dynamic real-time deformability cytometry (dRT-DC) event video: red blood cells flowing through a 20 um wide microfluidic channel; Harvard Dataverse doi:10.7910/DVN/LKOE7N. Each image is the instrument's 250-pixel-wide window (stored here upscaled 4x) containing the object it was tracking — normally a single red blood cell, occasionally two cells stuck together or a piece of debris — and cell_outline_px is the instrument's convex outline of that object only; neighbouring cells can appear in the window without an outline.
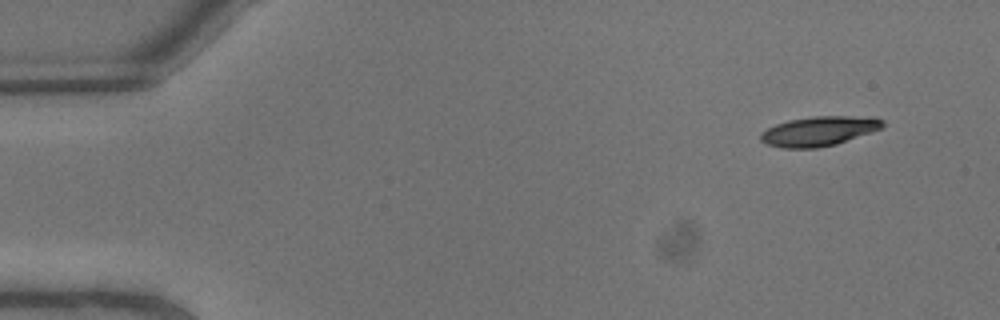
{"species": "common noctule bat (a hibernating species)", "species_latin": "Nyctalus noctula", "temperature_condition": "warm", "stored_images_in_passage": 7, "camera_frame_rate_fps": 3000, "um_per_image_px": 0.085, "animal": {"sex": "male", "body_mass_g": 13.3}, "frame": {"image": 1, "passage_image": 1, "time_ms": 0.0, "image_size_px": [1000, 320], "cell_outline_px": [[884, 124], [880, 128], [872, 132], [836, 144], [816, 148], [784, 148], [768, 144], [760, 140], [760, 132], [776, 124], [788, 120], [812, 116], [876, 116], [884, 120]], "centroid_in_image_um": [69.64, 11.13], "position_along_channel_um": 15.4, "area_um2": 21.15}}
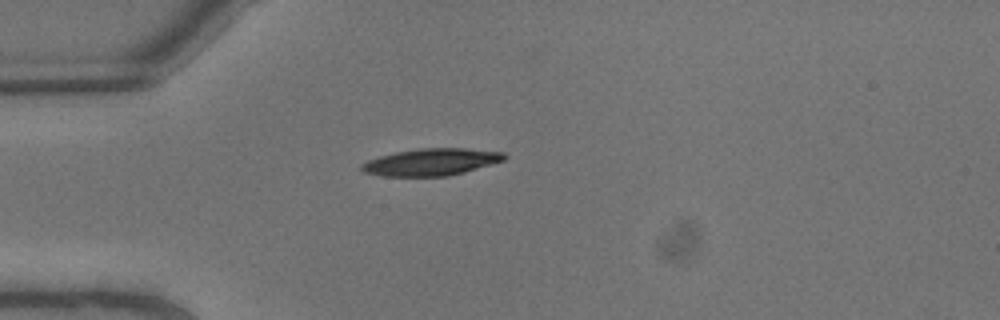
{"frame": {"image": 2, "passage_image": 5, "time_ms": 1.333, "image_size_px": [1000, 320], "cell_outline_px": [[508, 156], [504, 160], [464, 172], [448, 176], [384, 176], [364, 172], [360, 168], [360, 164], [368, 160], [380, 156], [396, 152], [420, 148], [464, 148], [504, 152]], "centroid_in_image_um": [36.66, 13.77], "position_along_channel_um": 48.3, "area_um2": 22.37}}
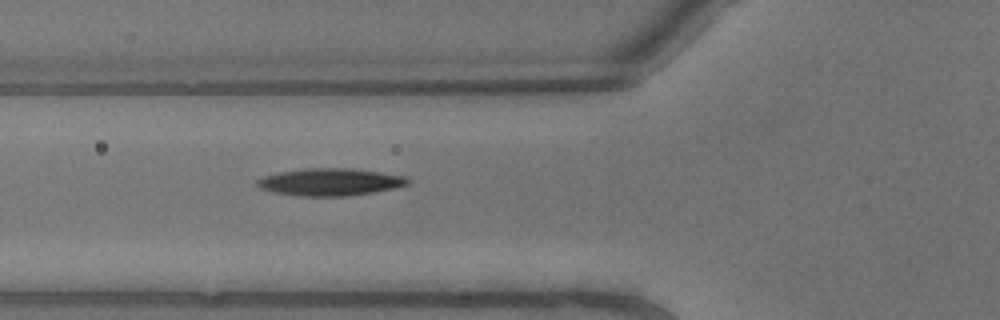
{"frame": {"image": 3, "passage_image": 7, "time_ms": 2.0, "image_size_px": [1000, 320], "cell_outline_px": [[408, 184], [392, 188], [372, 192], [348, 196], [296, 196], [272, 192], [260, 188], [256, 184], [256, 180], [264, 176], [280, 172], [308, 168], [352, 168], [408, 176]], "centroid_in_image_um": [28.04, 15.47], "position_along_channel_um": 97.8, "area_um2": 23.93}}